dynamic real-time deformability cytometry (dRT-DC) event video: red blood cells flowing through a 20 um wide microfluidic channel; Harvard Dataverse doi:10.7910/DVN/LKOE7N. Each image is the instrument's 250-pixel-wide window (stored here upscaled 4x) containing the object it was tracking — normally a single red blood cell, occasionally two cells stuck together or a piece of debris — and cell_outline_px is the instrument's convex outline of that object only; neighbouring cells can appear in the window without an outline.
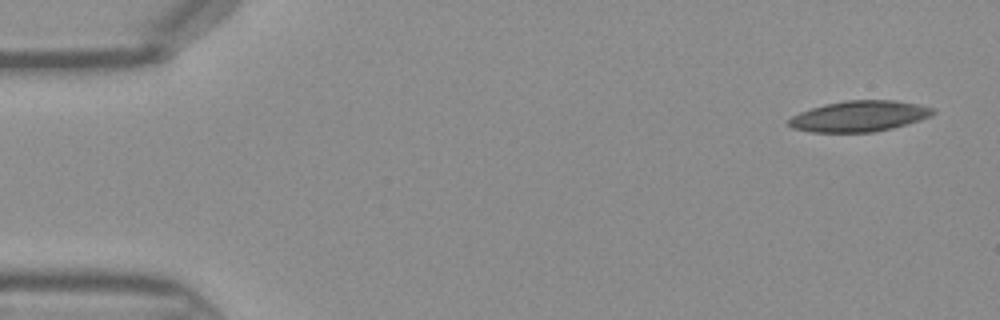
{"species": "Egyptian fruit bat (a non-hibernating species)", "species_latin": "Rousettus aegyptiacus", "temperature_condition": "warm", "stored_images_in_passage": 44, "camera_frame_rate_fps": 3000, "um_per_image_px": 0.085, "frame": {"image": 1, "passage_image": 1, "time_ms": 0.0, "image_size_px": [1000, 320], "cell_outline_px": [[936, 112], [932, 116], [920, 120], [892, 128], [876, 132], [812, 132], [792, 128], [788, 124], [788, 120], [792, 116], [800, 112], [824, 104], [848, 100], [896, 100], [936, 108]], "centroid_in_image_um": [73.07, 9.87], "position_along_channel_um": 11.9, "area_um2": 25.95}}
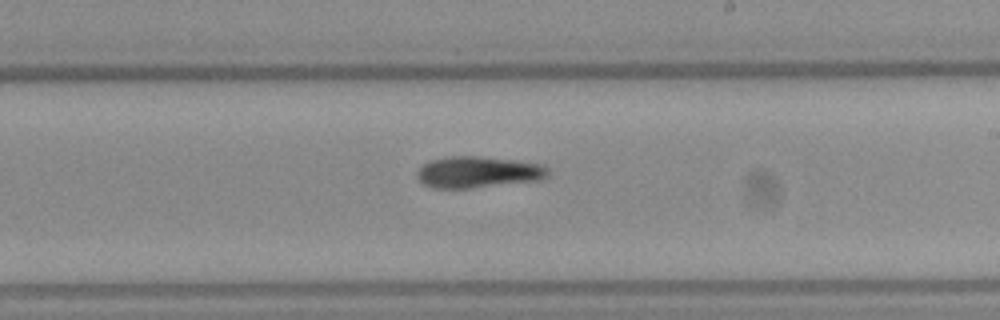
{"frame": {"image": 2, "passage_image": 25, "time_ms": 8.0, "image_size_px": [1000, 320], "cell_outline_px": [[552, 172], [544, 180], [472, 188], [432, 188], [424, 184], [416, 176], [416, 172], [424, 164], [432, 160], [452, 156], [476, 156], [512, 160], [544, 164]], "centroid_in_image_um": [40.71, 14.64], "position_along_channel_um": 248.3, "area_um2": 24.16}}
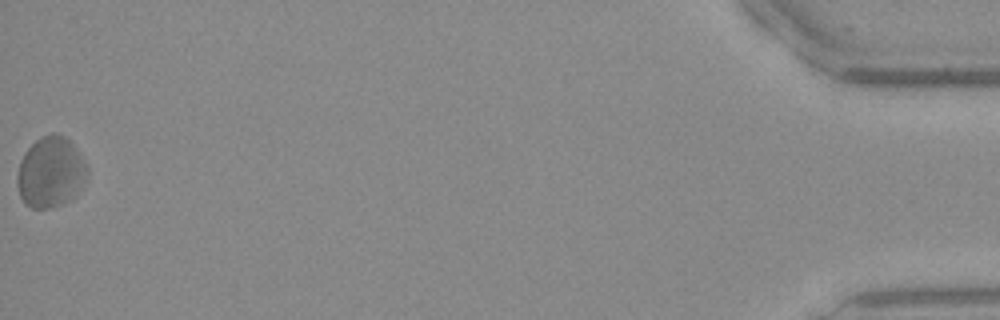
{"frame": {"image": 3, "passage_image": 44, "time_ms": 14.333, "image_size_px": [1000, 320], "cell_outline_px": [[88, 180], [76, 196], [72, 200], [48, 208], [32, 208], [24, 204], [20, 196], [16, 184], [16, 176], [20, 160], [24, 152], [40, 136], [52, 132], [56, 132], [64, 136], [76, 148], [88, 168]], "centroid_in_image_um": [4.31, 14.64], "position_along_channel_um": 430.9, "area_um2": 29.42}}